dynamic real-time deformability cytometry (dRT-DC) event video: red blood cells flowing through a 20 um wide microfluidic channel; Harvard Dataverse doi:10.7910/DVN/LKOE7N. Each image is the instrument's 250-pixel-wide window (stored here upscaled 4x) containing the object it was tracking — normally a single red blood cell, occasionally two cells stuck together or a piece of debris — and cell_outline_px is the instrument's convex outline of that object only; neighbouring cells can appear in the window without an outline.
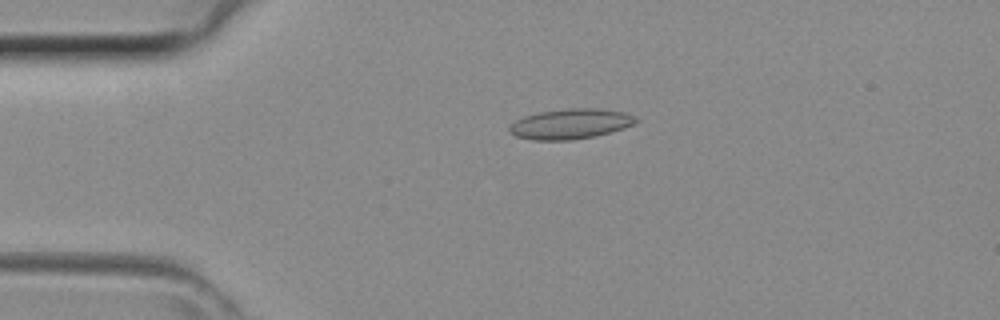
{"species": "common noctule bat (a hibernating species)", "species_latin": "Nyctalus noctula", "temperature_condition": "room temperature", "stored_images_in_passage": 38, "camera_frame_rate_fps": 3000, "um_per_image_px": 0.085, "animal": {"sex": "female", "body_mass_g": 29.2, "forearm_length_mm": 56.3}, "frame": {"image": 1, "passage_image": 5, "time_ms": 1.333, "image_size_px": [1000, 320], "cell_outline_px": [[636, 120], [632, 124], [624, 128], [596, 136], [572, 140], [532, 140], [516, 136], [508, 132], [508, 124], [524, 116], [540, 112], [568, 108], [596, 108], [624, 112], [636, 116]], "centroid_in_image_um": [48.44, 10.53], "position_along_channel_um": 36.6, "area_um2": 22.31}}
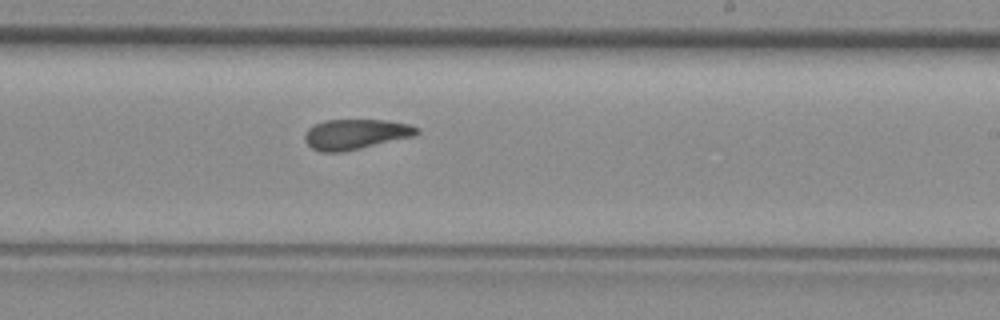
{"frame": {"image": 2, "passage_image": 21, "time_ms": 6.667, "image_size_px": [1000, 320], "cell_outline_px": [[420, 132], [412, 136], [360, 148], [340, 152], [324, 152], [312, 148], [304, 140], [304, 132], [312, 124], [324, 120], [388, 120], [408, 124], [420, 128]], "centroid_in_image_um": [30.18, 11.39], "position_along_channel_um": 258.8, "area_um2": 19.65}}
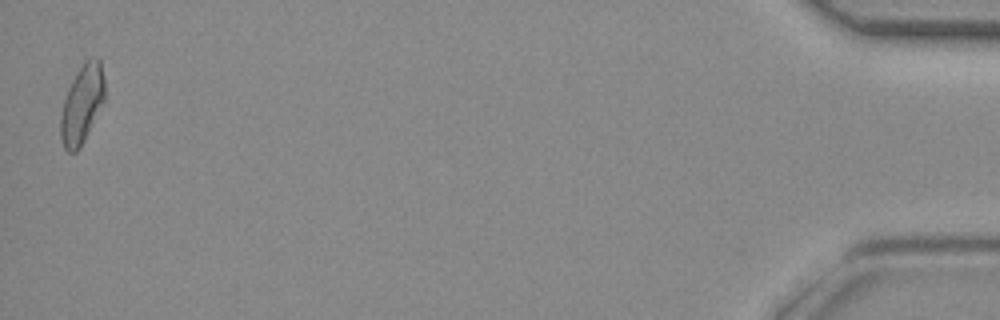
{"frame": {"image": 3, "passage_image": 38, "time_ms": 12.333, "image_size_px": [1000, 320], "cell_outline_px": [[104, 100], [80, 148], [76, 152], [68, 152], [64, 148], [60, 136], [60, 116], [64, 100], [68, 88], [76, 72], [84, 60], [92, 56], [96, 56], [100, 60], [104, 76]], "centroid_in_image_um": [6.96, 8.82], "position_along_channel_um": 428.2, "area_um2": 20.17}}